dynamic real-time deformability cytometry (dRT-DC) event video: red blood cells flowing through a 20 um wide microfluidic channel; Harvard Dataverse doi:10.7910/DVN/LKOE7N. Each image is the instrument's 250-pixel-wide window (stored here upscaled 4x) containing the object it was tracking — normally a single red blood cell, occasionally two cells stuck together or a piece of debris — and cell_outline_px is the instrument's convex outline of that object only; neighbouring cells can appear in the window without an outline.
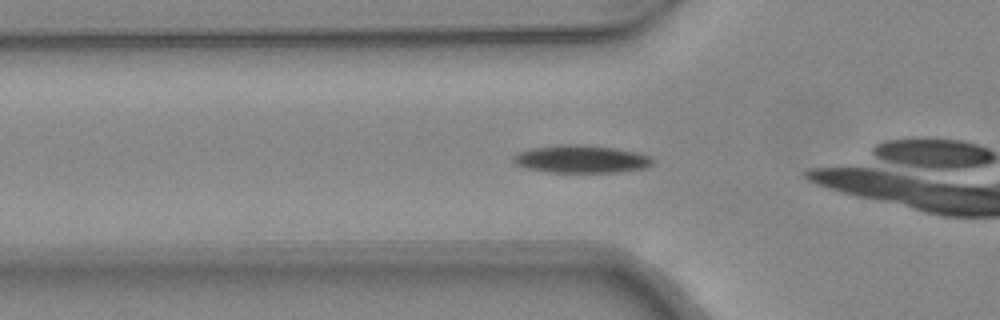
{"species": "common noctule bat (a hibernating species)", "species_latin": "Nyctalus noctula", "temperature_condition": "warm", "stored_images_in_passage": 27, "camera_frame_rate_fps": 3000, "um_per_image_px": 0.085, "animal": {"sex": "female", "body_mass_g": 24.6, "forearm_length_mm": 56.2}, "frame": {"image": 1, "passage_image": 6, "time_ms": 1.667, "image_size_px": [1000, 320], "cell_outline_px": [[652, 164], [644, 168], [620, 172], [544, 172], [528, 168], [516, 164], [512, 160], [512, 156], [516, 152], [532, 148], [556, 144], [576, 144], [616, 148], [636, 152], [648, 156], [652, 160]], "centroid_in_image_um": [49.34, 13.51], "position_along_channel_um": 76.5, "area_um2": 22.54}}
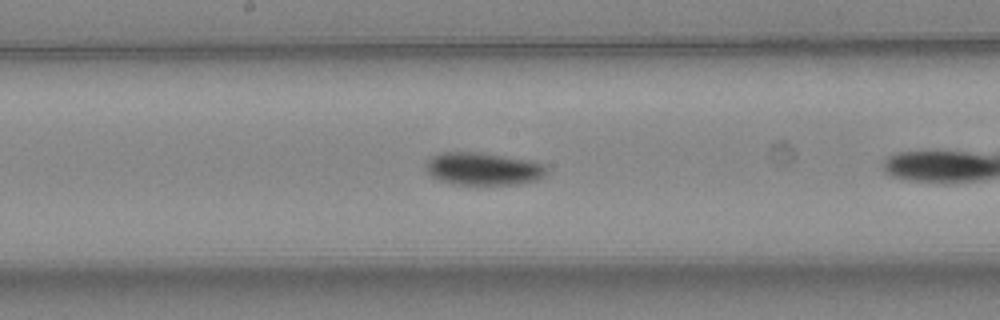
{"frame": {"image": 2, "passage_image": 15, "time_ms": 4.667, "image_size_px": [1000, 320], "cell_outline_px": [[548, 172], [544, 176], [536, 180], [520, 184], [452, 184], [440, 180], [432, 176], [428, 172], [424, 164], [432, 156], [440, 152], [484, 152], [532, 160], [544, 164], [548, 168]], "centroid_in_image_um": [41.11, 14.33], "position_along_channel_um": 207.1, "area_um2": 23.29}}
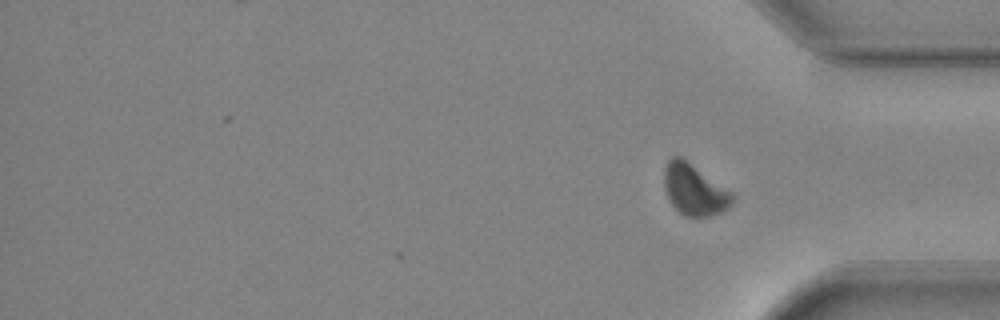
{"frame": {"image": 3, "passage_image": 27, "time_ms": 8.667, "image_size_px": [1000, 320], "cell_outline_px": [[736, 200], [728, 208], [720, 212], [708, 216], [684, 216], [672, 204], [664, 188], [664, 168], [668, 160], [672, 156], [680, 156], [688, 160], [732, 192], [736, 196]], "centroid_in_image_um": [59.04, 16.1], "position_along_channel_um": 376.2, "area_um2": 20.46}, "authors_computed_cell_mechanics": {"area_um2": 22.7732, "velocity_mm_per_s": 4.3292, "shape_relaxation_time_tau1_ms": 2.8701, "shape_relaxation_time_tau2_ms": null, "deformation_change_tau1": 0.1254, "deformation_change_tau2": null}}